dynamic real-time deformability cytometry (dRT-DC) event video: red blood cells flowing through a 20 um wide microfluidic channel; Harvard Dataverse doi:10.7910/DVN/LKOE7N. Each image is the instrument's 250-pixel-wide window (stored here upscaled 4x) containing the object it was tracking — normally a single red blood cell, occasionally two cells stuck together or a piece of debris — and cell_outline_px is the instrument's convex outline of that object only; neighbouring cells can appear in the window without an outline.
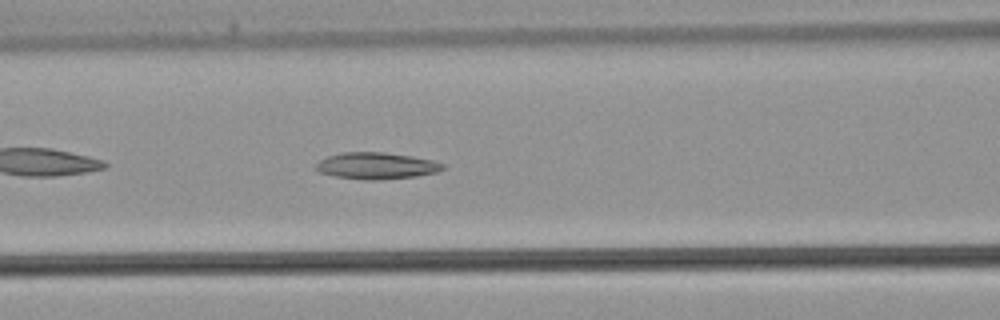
{"species": "common noctule bat (a hibernating species)", "species_latin": "Nyctalus noctula", "temperature_condition": "warm", "stored_images_in_passage": 42, "camera_frame_rate_fps": 3000, "um_per_image_px": 0.085, "animal": {"sex": "male", "body_mass_g": 21.5, "forearm_length_mm": 52.0}, "frame": {"image": 1, "passage_image": 17, "time_ms": 5.333, "image_size_px": [1000, 320], "cell_outline_px": [[444, 168], [436, 172], [416, 176], [376, 180], [364, 180], [336, 176], [320, 172], [312, 168], [320, 160], [328, 156], [340, 152], [384, 152], [412, 156], [432, 160], [444, 164]], "centroid_in_image_um": [31.96, 14.08], "position_along_channel_um": 134.6, "area_um2": 19.65}}
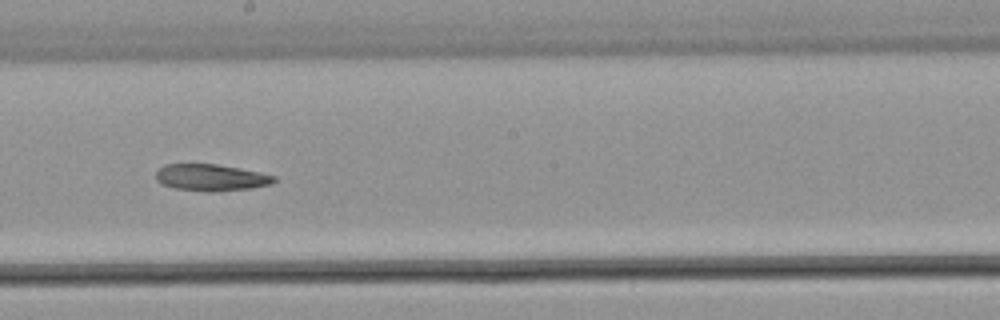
{"frame": {"image": 2, "passage_image": 23, "time_ms": 7.333, "image_size_px": [1000, 320], "cell_outline_px": [[276, 180], [272, 184], [252, 188], [212, 192], [208, 192], [176, 188], [160, 184], [156, 180], [156, 172], [164, 164], [216, 164], [240, 168], [260, 172], [276, 176]], "centroid_in_image_um": [17.95, 15.09], "position_along_channel_um": 230.3, "area_um2": 18.5}}
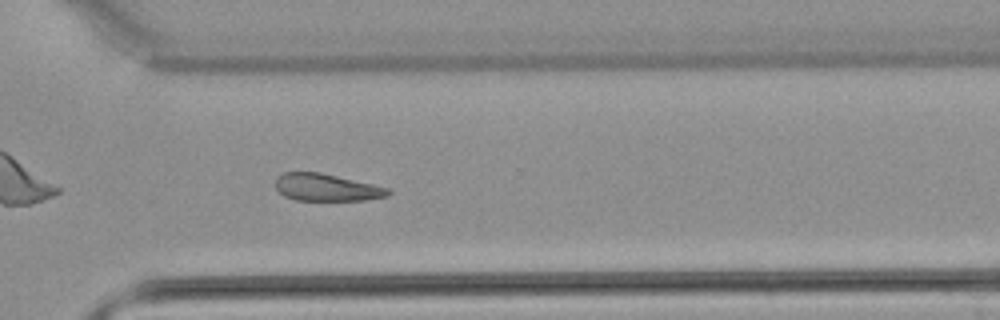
{"frame": {"image": 3, "passage_image": 30, "time_ms": 9.667, "image_size_px": [1000, 320], "cell_outline_px": [[392, 192], [388, 196], [364, 200], [296, 200], [284, 196], [276, 188], [276, 176], [284, 172], [320, 172], [372, 184], [388, 188]], "centroid_in_image_um": [27.74, 15.93], "position_along_channel_um": 342.9, "area_um2": 17.8}}